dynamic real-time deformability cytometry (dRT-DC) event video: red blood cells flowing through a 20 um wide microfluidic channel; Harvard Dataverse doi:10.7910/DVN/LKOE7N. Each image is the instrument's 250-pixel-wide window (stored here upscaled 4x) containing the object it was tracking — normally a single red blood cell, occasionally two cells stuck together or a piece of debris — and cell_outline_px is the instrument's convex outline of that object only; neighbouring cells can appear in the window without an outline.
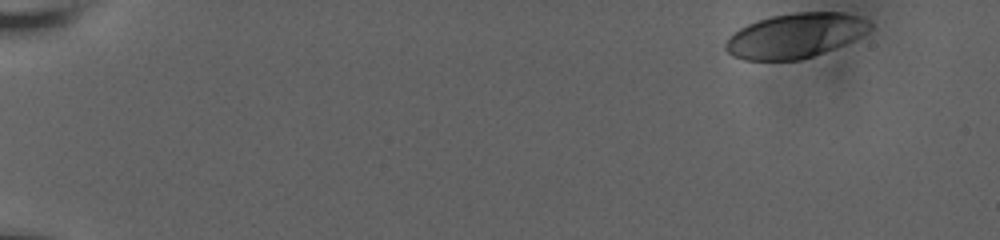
{"species": "human", "species_latin": "Homo sapiens", "temperature_condition": "room temperature", "stored_images_in_passage": 15, "camera_frame_rate_fps": 3000, "um_per_image_px": 0.085, "donor": {"sex": "male"}, "frame": {"image": 1, "passage_image": 1, "time_ms": 0.0, "image_size_px": [1000, 240], "cell_outline_px": [[872, 28], [868, 32], [844, 44], [824, 52], [800, 60], [744, 60], [732, 56], [724, 48], [724, 44], [728, 36], [732, 32], [756, 20], [772, 16], [796, 12], [844, 12], [868, 20], [872, 24]], "centroid_in_image_um": [67.56, 3.02], "position_along_channel_um": 17.4, "area_um2": 37.69}}
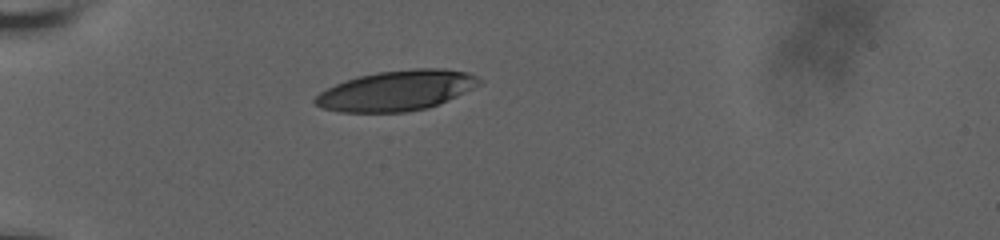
{"frame": {"image": 2, "passage_image": 11, "time_ms": 4.667, "image_size_px": [1000, 240], "cell_outline_px": [[484, 80], [480, 84], [448, 100], [428, 108], [404, 112], [336, 112], [320, 108], [312, 100], [320, 92], [336, 84], [360, 76], [376, 72], [412, 68], [444, 68], [468, 72]], "centroid_in_image_um": [33.71, 7.7], "position_along_channel_um": 51.3, "area_um2": 38.49}}
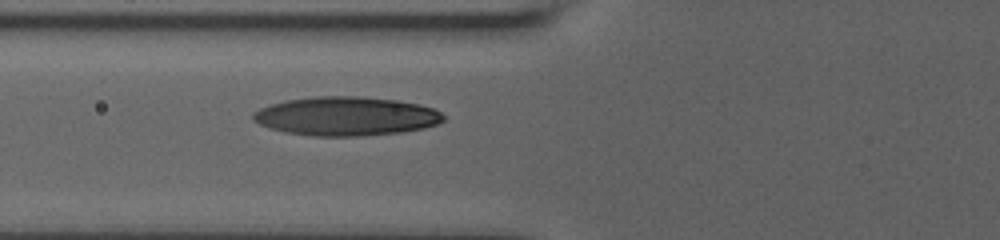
{"frame": {"image": 3, "passage_image": 15, "time_ms": 6.667, "image_size_px": [1000, 240], "cell_outline_px": [[444, 120], [436, 124], [424, 128], [404, 132], [360, 136], [312, 136], [284, 132], [260, 124], [252, 120], [252, 112], [260, 108], [284, 100], [316, 96], [360, 96], [400, 100], [432, 108], [440, 112], [444, 116]], "centroid_in_image_um": [29.4, 9.87], "position_along_channel_um": 96.4, "area_um2": 43.29}}